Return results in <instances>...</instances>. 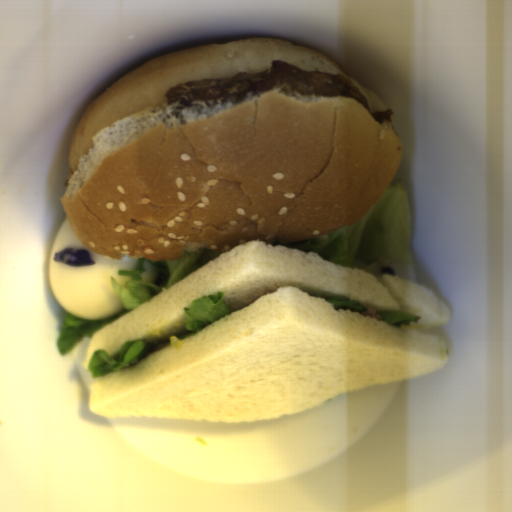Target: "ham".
Here are the masks:
<instances>
[{"mask_svg": "<svg viewBox=\"0 0 512 512\" xmlns=\"http://www.w3.org/2000/svg\"><path fill=\"white\" fill-rule=\"evenodd\" d=\"M362 316H370L371 318H375L377 320H382V316H380L378 313H377V310L375 308H371V307H368V308H365L364 311H361L360 313Z\"/></svg>", "mask_w": 512, "mask_h": 512, "instance_id": "1", "label": "ham"}]
</instances>
